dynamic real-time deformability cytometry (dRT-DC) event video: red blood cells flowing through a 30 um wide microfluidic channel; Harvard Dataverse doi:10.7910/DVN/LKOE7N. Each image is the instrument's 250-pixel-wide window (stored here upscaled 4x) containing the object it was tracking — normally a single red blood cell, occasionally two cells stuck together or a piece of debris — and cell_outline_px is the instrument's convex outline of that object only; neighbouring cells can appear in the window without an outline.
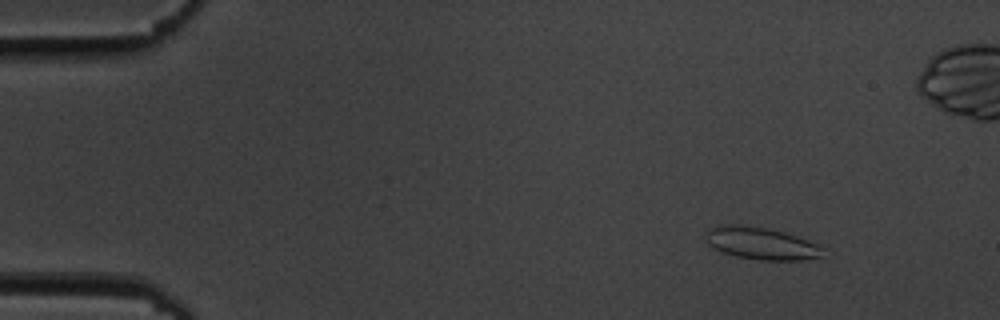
{"species": "common noctule bat (a hibernating species)", "species_latin": "Nyctalus noctula", "temperature_condition": "cold", "stored_images_in_passage": 56, "camera_frame_rate_fps": 3000, "um_per_image_px": 0.085, "animal": {"sex": "male", "body_mass_g": 19.5, "forearm_length_mm": 54.6}, "frame": {"image": 1, "passage_image": 6, "time_ms": 1.667, "image_size_px": [1000, 320], "cell_outline_px": [[820, 256], [800, 260], [760, 260], [736, 256], [724, 252], [708, 244], [704, 236], [712, 228], [728, 224], [736, 224], [764, 228], [784, 232], [808, 240], [816, 244], [820, 248]], "centroid_in_image_um": [64.66, 20.69], "position_along_channel_um": 20.3, "area_um2": 21.33}}
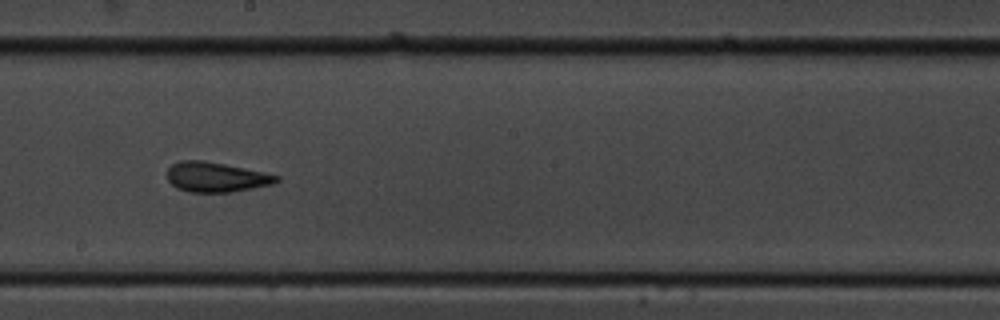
{"frame": {"image": 2, "passage_image": 31, "time_ms": 10.0, "image_size_px": [1000, 320], "cell_outline_px": [[280, 180], [272, 184], [232, 192], [188, 192], [176, 188], [168, 180], [168, 168], [172, 164], [180, 160], [204, 160], [264, 172], [280, 176]], "centroid_in_image_um": [18.35, 15.05], "position_along_channel_um": 229.8, "area_um2": 19.02}}
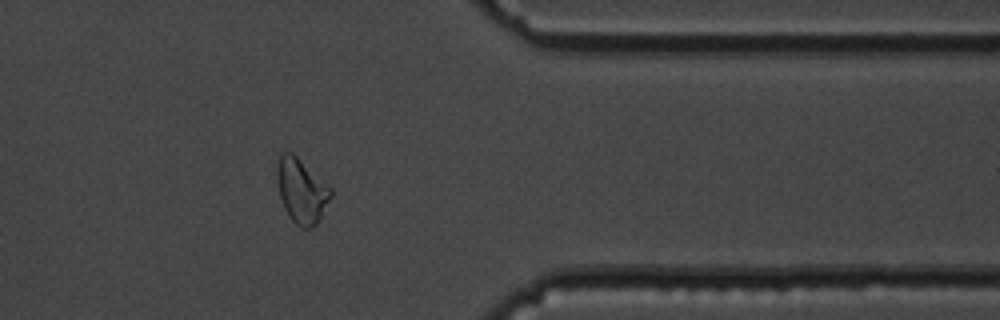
{"frame": {"image": 3, "passage_image": 45, "time_ms": 14.667, "image_size_px": [1000, 320], "cell_outline_px": [[332, 196], [316, 224], [312, 228], [300, 228], [292, 220], [284, 208], [280, 196], [276, 180], [276, 168], [280, 156], [284, 152], [292, 152], [332, 188]], "centroid_in_image_um": [25.62, 16.22], "position_along_channel_um": 385.8, "area_um2": 20.11}, "authors_computed_cell_mechanics": {"area_um2": 19.7387, "velocity_mm_per_s": 3.6061, "shape_relaxation_time_tau1_ms": 8.0477, "shape_relaxation_time_tau2_ms": 1.5879, "deformation_change_tau1": 0.1737, "deformation_change_tau2": 0.0946}}